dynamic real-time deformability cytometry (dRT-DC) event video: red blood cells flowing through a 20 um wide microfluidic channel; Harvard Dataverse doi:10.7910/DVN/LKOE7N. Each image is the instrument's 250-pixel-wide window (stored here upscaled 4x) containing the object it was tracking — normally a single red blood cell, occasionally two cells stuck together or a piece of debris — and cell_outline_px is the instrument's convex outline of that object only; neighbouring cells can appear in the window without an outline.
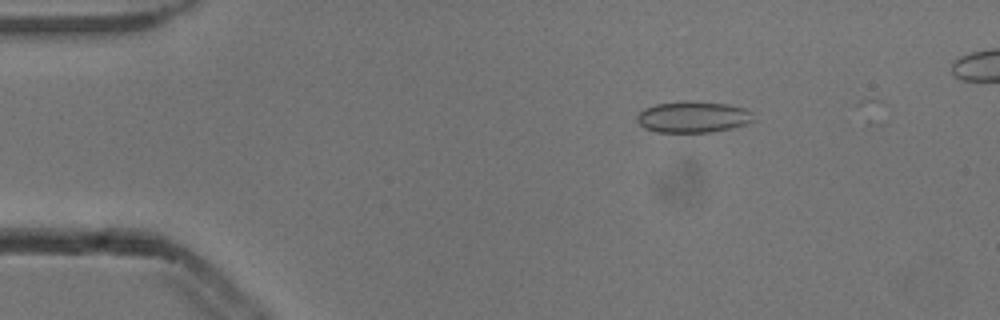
{"species": "common noctule bat (a hibernating species)", "species_latin": "Nyctalus noctula", "temperature_condition": "cold", "stored_images_in_passage": 5, "camera_frame_rate_fps": 3000, "um_per_image_px": 0.085, "animal": {"sex": "male", "body_mass_g": 13.3}, "frame": {"image": 1, "passage_image": 2, "time_ms": 0.333, "image_size_px": [1000, 320], "cell_outline_px": [[756, 120], [732, 128], [712, 132], [656, 132], [644, 128], [636, 120], [636, 116], [644, 108], [656, 104], [688, 100], [728, 104], [744, 108], [752, 112]], "centroid_in_image_um": [58.91, 9.94], "position_along_channel_um": 26.1, "area_um2": 21.44}}